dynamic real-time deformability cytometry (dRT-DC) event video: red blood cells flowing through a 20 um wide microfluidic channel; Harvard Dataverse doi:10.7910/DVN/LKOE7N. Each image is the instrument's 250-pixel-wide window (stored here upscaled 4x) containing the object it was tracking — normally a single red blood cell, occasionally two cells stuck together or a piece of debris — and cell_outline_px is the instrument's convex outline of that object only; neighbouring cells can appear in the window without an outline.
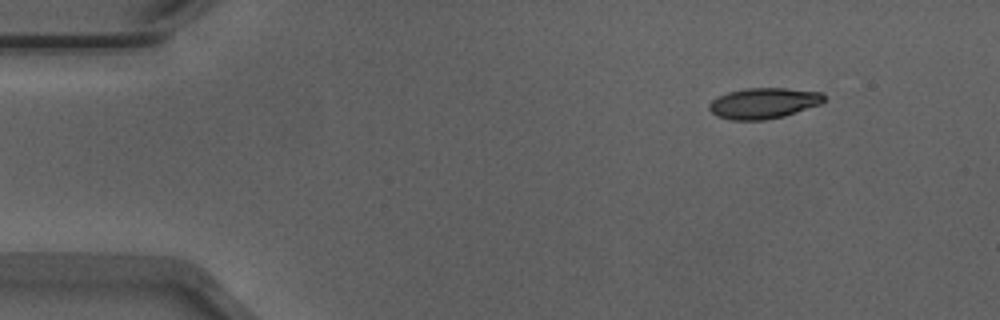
{"species": "Egyptian fruit bat (a non-hibernating species)", "species_latin": "Rousettus aegyptiacus", "temperature_condition": "warm", "stored_images_in_passage": 47, "camera_frame_rate_fps": 3000, "um_per_image_px": 0.085, "animal": {"sex": "male"}, "frame": {"image": 1, "passage_image": 1, "time_ms": 0.0, "image_size_px": [1000, 320], "cell_outline_px": [[824, 100], [820, 104], [784, 116], [764, 120], [732, 120], [716, 116], [708, 108], [708, 104], [712, 100], [728, 92], [748, 88], [784, 88], [820, 92], [824, 96]], "centroid_in_image_um": [64.88, 8.78], "position_along_channel_um": 20.1, "area_um2": 20.4}}
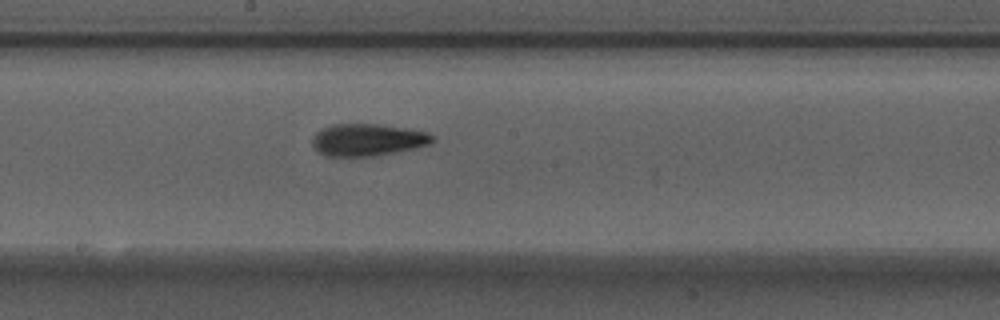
{"frame": {"image": 2, "passage_image": 23, "time_ms": 7.333, "image_size_px": [1000, 320], "cell_outline_px": [[436, 140], [428, 144], [416, 148], [376, 156], [324, 156], [312, 144], [312, 140], [316, 132], [332, 124], [376, 124], [408, 128], [428, 132], [436, 136]], "centroid_in_image_um": [31.3, 11.88], "position_along_channel_um": 216.9, "area_um2": 22.6}}
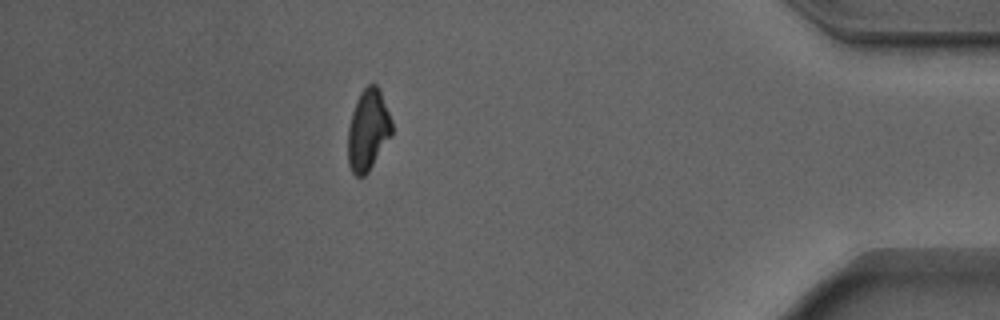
{"frame": {"image": 3, "passage_image": 41, "time_ms": 13.333, "image_size_px": [1000, 320], "cell_outline_px": [[392, 132], [368, 172], [364, 176], [356, 176], [352, 172], [348, 164], [348, 128], [352, 112], [356, 100], [360, 92], [368, 84], [376, 84], [380, 88], [392, 120]], "centroid_in_image_um": [31.27, 11.01], "position_along_channel_um": 403.9, "area_um2": 20.69}, "authors_computed_cell_mechanics": {"area_um2": 21.386, "velocity_mm_per_s": 3.9172, "shape_relaxation_time_tau1_ms": 4.3604, "shape_relaxation_time_tau2_ms": 2.922, "deformation_change_tau1": 0.1669, "deformation_change_tau2": 0.1188}}